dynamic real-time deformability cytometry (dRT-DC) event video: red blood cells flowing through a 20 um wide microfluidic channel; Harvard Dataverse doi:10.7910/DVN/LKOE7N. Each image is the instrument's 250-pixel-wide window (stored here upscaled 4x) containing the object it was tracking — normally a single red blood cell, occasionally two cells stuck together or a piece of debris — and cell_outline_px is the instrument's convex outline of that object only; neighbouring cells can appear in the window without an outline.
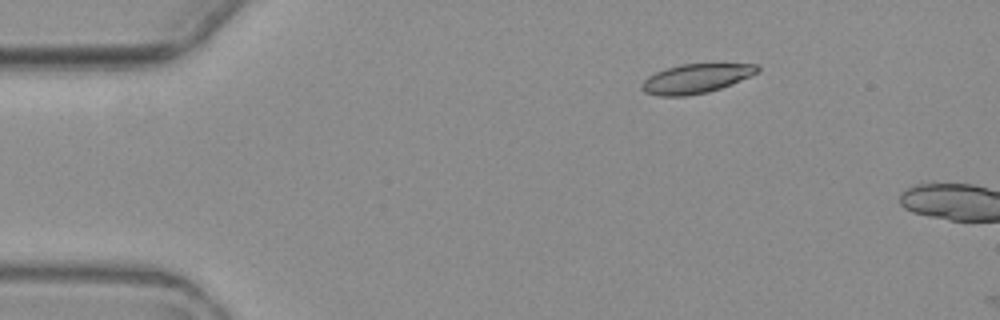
{"species": "common noctule bat (a hibernating species)", "species_latin": "Nyctalus noctula", "temperature_condition": "warm", "stored_images_in_passage": 4, "camera_frame_rate_fps": 3000, "um_per_image_px": 0.085, "animal": {"sex": "female", "body_mass_g": 19.3, "forearm_length_mm": 54.1}, "frame": {"image": 1, "passage_image": 3, "time_ms": 2.0, "image_size_px": [1000, 320], "cell_outline_px": [[760, 68], [756, 72], [732, 84], [708, 92], [684, 96], [660, 96], [644, 92], [640, 88], [640, 84], [648, 76], [656, 72], [680, 64], [756, 64]], "centroid_in_image_um": [59.1, 6.69], "position_along_channel_um": 25.9, "area_um2": 19.48}}